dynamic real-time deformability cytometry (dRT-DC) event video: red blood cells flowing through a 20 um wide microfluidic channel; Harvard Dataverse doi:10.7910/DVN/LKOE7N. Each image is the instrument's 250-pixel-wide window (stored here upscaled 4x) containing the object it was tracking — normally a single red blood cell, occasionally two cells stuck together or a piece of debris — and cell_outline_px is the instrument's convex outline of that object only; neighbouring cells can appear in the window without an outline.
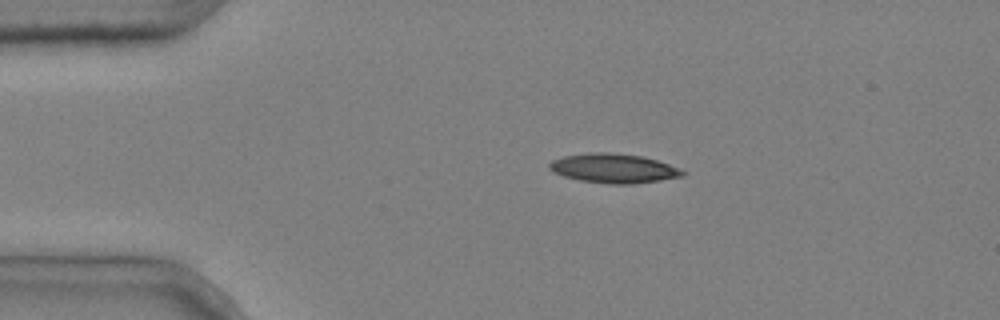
{"species": "common noctule bat (a hibernating species)", "species_latin": "Nyctalus noctula", "temperature_condition": "cold", "stored_images_in_passage": 5, "camera_frame_rate_fps": 3000, "um_per_image_px": 0.085, "animal": {"sex": "male", "body_mass_g": 20.4}, "frame": {"image": 1, "passage_image": 2, "time_ms": 0.333, "image_size_px": [1000, 320], "cell_outline_px": [[684, 176], [660, 180], [632, 184], [612, 184], [580, 180], [564, 176], [552, 172], [548, 168], [548, 164], [552, 160], [564, 156], [588, 152], [612, 152], [640, 156], [656, 160], [680, 168], [684, 172]], "centroid_in_image_um": [52.13, 14.3], "position_along_channel_um": 32.9, "area_um2": 22.72}}
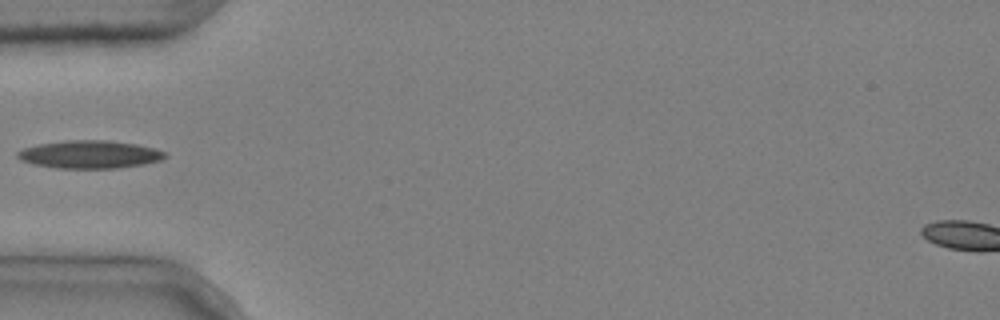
{"frame": {"image": 2, "passage_image": 4, "time_ms": 1.0, "image_size_px": [1000, 320], "cell_outline_px": [[168, 156], [160, 160], [144, 164], [116, 168], [56, 168], [32, 164], [20, 160], [16, 156], [16, 152], [24, 148], [40, 144], [64, 140], [108, 140], [136, 144], [156, 148], [168, 152]], "centroid_in_image_um": [7.64, 13.12], "position_along_channel_um": 77.4, "area_um2": 24.16}}